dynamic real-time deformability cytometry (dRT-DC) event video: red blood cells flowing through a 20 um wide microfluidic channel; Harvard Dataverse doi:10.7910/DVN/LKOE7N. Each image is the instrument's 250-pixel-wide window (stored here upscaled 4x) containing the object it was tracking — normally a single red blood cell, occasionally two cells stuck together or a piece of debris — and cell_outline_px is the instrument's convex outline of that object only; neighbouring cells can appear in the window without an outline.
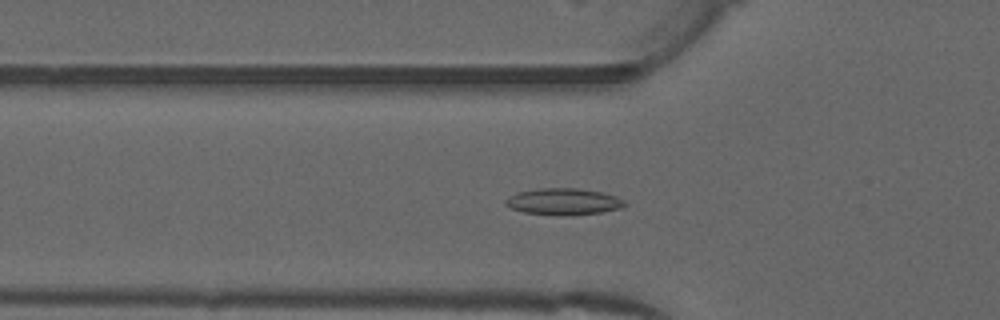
{"species": "common noctule bat (a hibernating species)", "species_latin": "Nyctalus noctula", "temperature_condition": "warm", "stored_images_in_passage": 52, "camera_frame_rate_fps": 3000, "um_per_image_px": 0.085, "animal": {"sex": "male", "forearm_length_mm": 52.5}, "frame": {"image": 1, "passage_image": 18, "time_ms": 5.667, "image_size_px": [1000, 320], "cell_outline_px": [[628, 204], [624, 208], [600, 212], [568, 216], [556, 216], [524, 212], [512, 208], [504, 204], [504, 200], [508, 196], [516, 192], [540, 188], [576, 188], [600, 192], [616, 196], [624, 200]], "centroid_in_image_um": [47.89, 17.14], "position_along_channel_um": 77.9, "area_um2": 18.73}}
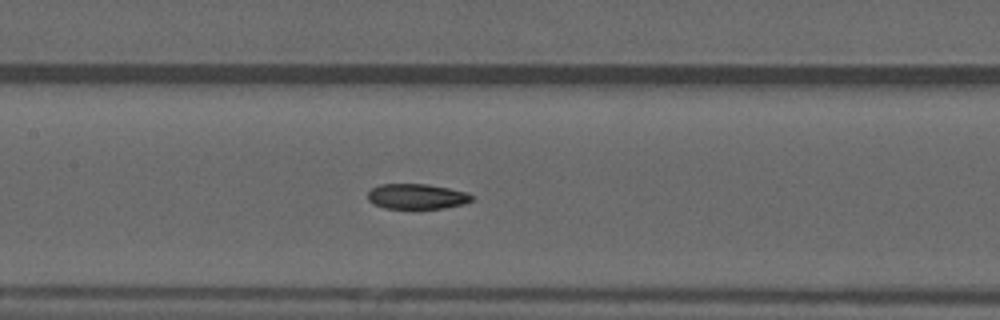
{"frame": {"image": 2, "passage_image": 25, "time_ms": 8.0, "image_size_px": [1000, 320], "cell_outline_px": [[476, 196], [472, 200], [464, 204], [444, 208], [384, 208], [368, 200], [368, 192], [372, 188], [380, 184], [428, 184], [468, 192]], "centroid_in_image_um": [35.48, 16.69], "position_along_channel_um": 171.9, "area_um2": 15.32}}
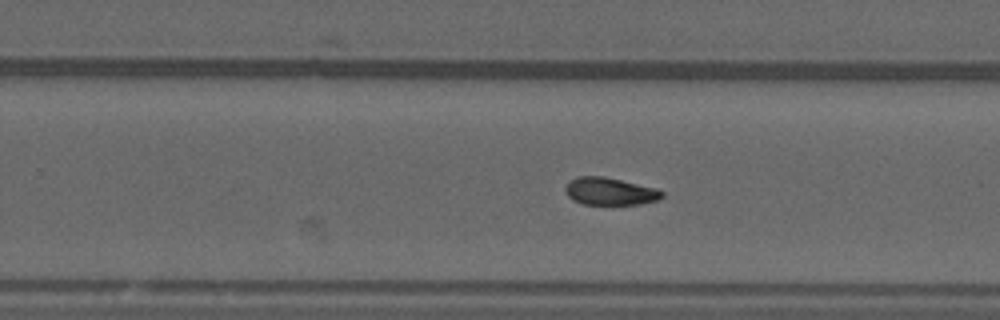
{"frame": {"image": 3, "passage_image": 33, "time_ms": 10.667, "image_size_px": [1000, 320], "cell_outline_px": [[664, 196], [656, 200], [640, 204], [584, 204], [572, 200], [564, 192], [564, 188], [568, 180], [576, 176], [604, 176], [656, 188], [664, 192]], "centroid_in_image_um": [51.79, 16.25], "position_along_channel_um": 278.0, "area_um2": 15.61}, "authors_computed_cell_mechanics": {"area_um2": 16.0684, "velocity_mm_per_s": 3.984, "shape_relaxation_time_tau1_ms": null, "shape_relaxation_time_tau2_ms": 9.685, "deformation_change_tau1": null, "deformation_change_tau2": 0.1471}}